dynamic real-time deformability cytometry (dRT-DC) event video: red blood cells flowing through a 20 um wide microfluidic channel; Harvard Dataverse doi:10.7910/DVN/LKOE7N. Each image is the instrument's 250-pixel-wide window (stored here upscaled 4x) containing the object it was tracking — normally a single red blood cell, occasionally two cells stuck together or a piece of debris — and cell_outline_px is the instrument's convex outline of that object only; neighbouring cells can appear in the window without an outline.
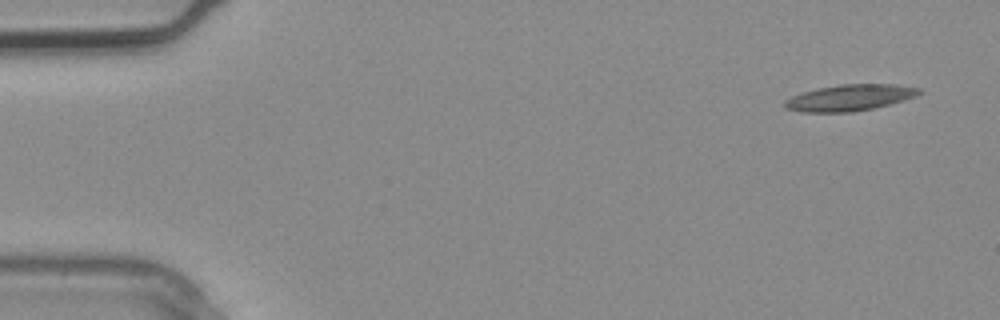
{"species": "common noctule bat (a hibernating species)", "species_latin": "Nyctalus noctula", "temperature_condition": "warm", "stored_images_in_passage": 3, "camera_frame_rate_fps": 3000, "um_per_image_px": 0.085, "animal": {"sex": "male", "body_mass_g": 20.4}, "frame": {"image": 1, "passage_image": 1, "time_ms": 0.0, "image_size_px": [1000, 320], "cell_outline_px": [[924, 92], [916, 96], [904, 100], [872, 108], [852, 112], [804, 112], [784, 108], [784, 100], [792, 96], [816, 88], [840, 84], [892, 84], [920, 88]], "centroid_in_image_um": [72.22, 8.3], "position_along_channel_um": 12.8, "area_um2": 20.52}}
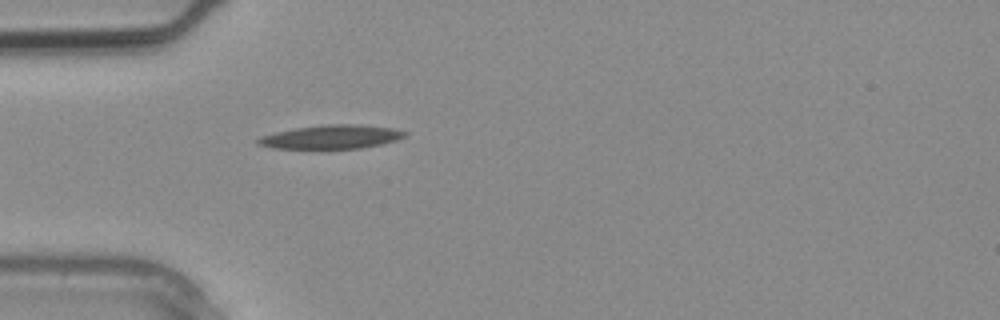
{"frame": {"image": 2, "passage_image": 3, "time_ms": 0.667, "image_size_px": [1000, 320], "cell_outline_px": [[408, 136], [396, 140], [380, 144], [360, 148], [272, 148], [256, 144], [256, 140], [260, 136], [276, 132], [296, 128], [324, 124], [360, 124], [392, 128], [408, 132]], "centroid_in_image_um": [28.18, 11.62], "position_along_channel_um": 56.8, "area_um2": 20.29}}